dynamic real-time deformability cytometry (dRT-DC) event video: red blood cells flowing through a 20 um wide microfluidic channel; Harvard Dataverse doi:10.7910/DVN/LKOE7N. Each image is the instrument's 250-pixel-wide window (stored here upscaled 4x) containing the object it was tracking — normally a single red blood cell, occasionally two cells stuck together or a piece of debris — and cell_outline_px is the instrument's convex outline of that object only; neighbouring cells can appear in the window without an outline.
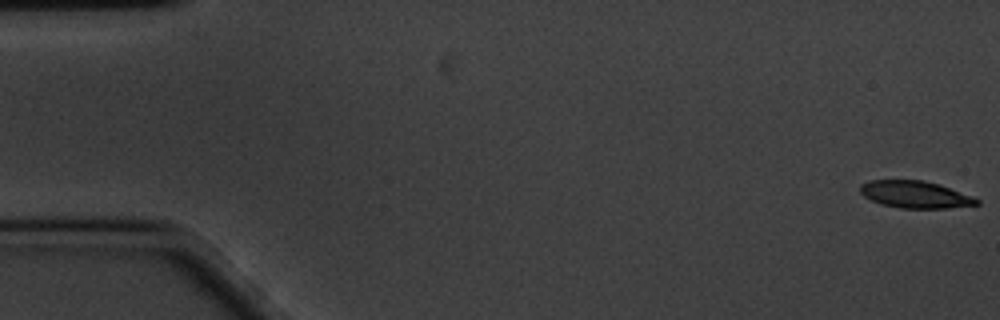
{"species": "common noctule bat (a hibernating species)", "species_latin": "Nyctalus noctula", "temperature_condition": "cold", "stored_images_in_passage": 54, "camera_frame_rate_fps": 3000, "um_per_image_px": 0.085, "animal": {"sex": "male", "body_mass_g": 20.1, "forearm_length_mm": 53.5}, "frame": {"image": 1, "passage_image": 1, "time_ms": 0.0, "image_size_px": [1000, 320], "cell_outline_px": [[980, 204], [948, 208], [900, 208], [880, 204], [864, 196], [860, 192], [860, 184], [868, 180], [924, 180], [972, 196], [980, 200]], "centroid_in_image_um": [77.75, 16.53], "position_along_channel_um": 7.2, "area_um2": 18.26}}
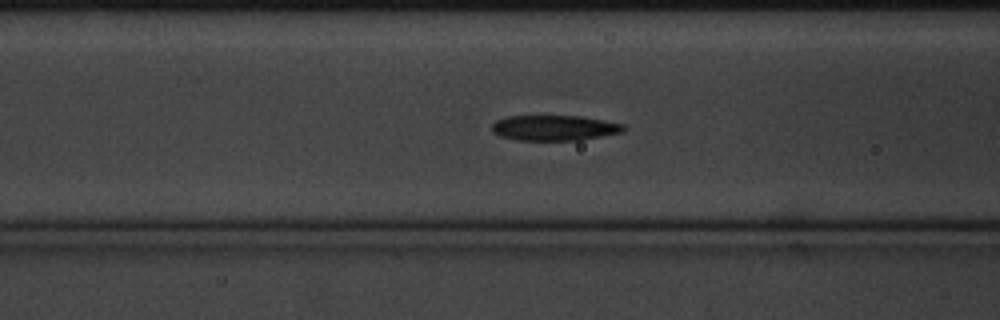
{"frame": {"image": 2, "passage_image": 23, "time_ms": 7.333, "image_size_px": [1000, 320], "cell_outline_px": [[628, 128], [624, 132], [580, 140], [516, 140], [500, 136], [492, 132], [492, 124], [496, 120], [508, 116], [580, 116], [604, 120], [624, 124]], "centroid_in_image_um": [47.15, 10.87], "position_along_channel_um": 119.5, "area_um2": 19.59}}
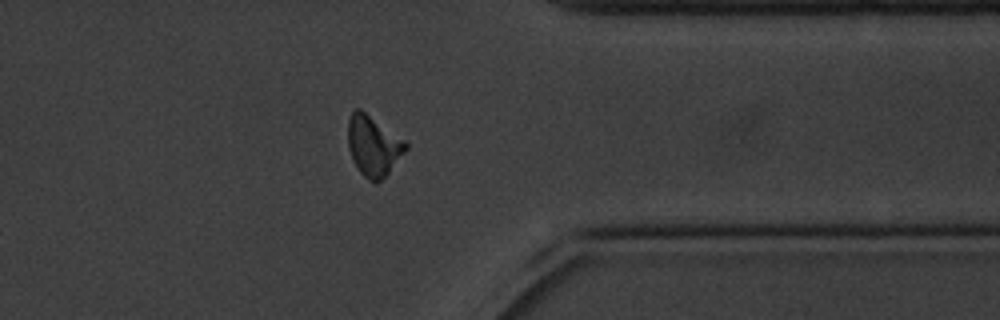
{"frame": {"image": 3, "passage_image": 47, "time_ms": 15.333, "image_size_px": [1000, 320], "cell_outline_px": [[408, 148], [388, 172], [376, 184], [368, 180], [360, 172], [348, 148], [348, 120], [352, 112], [356, 108], [360, 108], [404, 140], [408, 144]], "centroid_in_image_um": [31.72, 12.38], "position_along_channel_um": 379.7, "area_um2": 19.94}}